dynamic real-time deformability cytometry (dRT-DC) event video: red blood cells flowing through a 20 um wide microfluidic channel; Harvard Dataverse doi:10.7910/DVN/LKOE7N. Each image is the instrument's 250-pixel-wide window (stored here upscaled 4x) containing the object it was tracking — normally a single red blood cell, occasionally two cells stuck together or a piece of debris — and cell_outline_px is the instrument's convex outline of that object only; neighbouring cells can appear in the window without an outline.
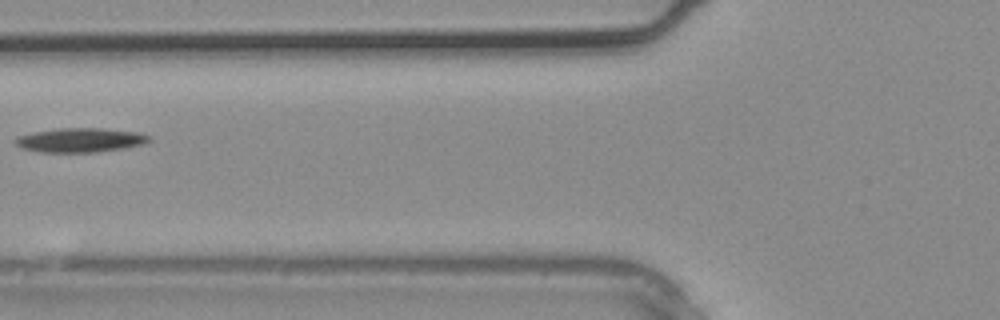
{"species": "common noctule bat (a hibernating species)", "species_latin": "Nyctalus noctula", "temperature_condition": "warm", "stored_images_in_passage": 2, "camera_frame_rate_fps": 3000, "um_per_image_px": 0.085, "animal": {"sex": "male", "body_mass_g": 20.4}, "frame": {"image": 1, "passage_image": 2, "time_ms": 0.333, "image_size_px": [1000, 320], "cell_outline_px": [[152, 140], [144, 144], [124, 148], [96, 152], [40, 152], [24, 148], [16, 144], [12, 140], [16, 136], [56, 128], [100, 128], [140, 132], [152, 136]], "centroid_in_image_um": [6.87, 11.9], "position_along_channel_um": 118.9, "area_um2": 19.02}}